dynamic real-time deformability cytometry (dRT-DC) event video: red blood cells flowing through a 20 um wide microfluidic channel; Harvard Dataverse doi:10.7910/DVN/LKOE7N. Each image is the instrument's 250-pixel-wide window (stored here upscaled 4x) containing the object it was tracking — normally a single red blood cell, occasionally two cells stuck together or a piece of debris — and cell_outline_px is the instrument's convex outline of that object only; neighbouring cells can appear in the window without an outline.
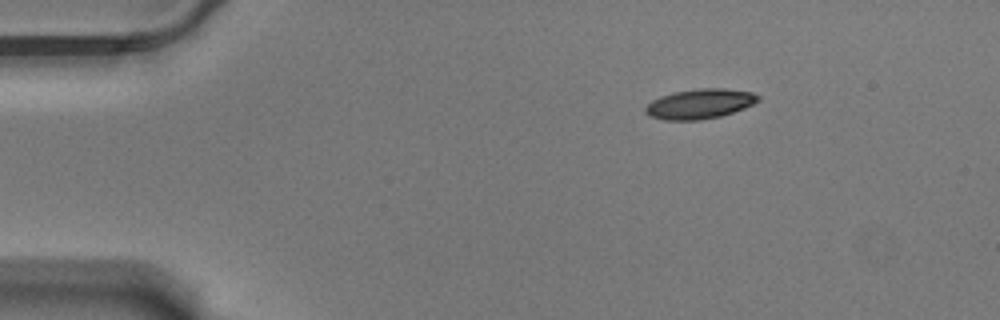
{"species": "Egyptian fruit bat (a non-hibernating species)", "species_latin": "Rousettus aegyptiacus", "temperature_condition": "warm", "stored_images_in_passage": 50, "camera_frame_rate_fps": 3000, "um_per_image_px": 0.085, "animal": {"sex": "male"}, "frame": {"image": 1, "passage_image": 1, "time_ms": 0.0, "image_size_px": [1000, 320], "cell_outline_px": [[760, 100], [744, 108], [720, 116], [700, 120], [664, 120], [648, 116], [644, 112], [644, 108], [652, 100], [660, 96], [672, 92], [700, 88], [724, 88], [752, 92], [760, 96]], "centroid_in_image_um": [59.45, 8.82], "position_along_channel_um": 25.6, "area_um2": 19.71}}
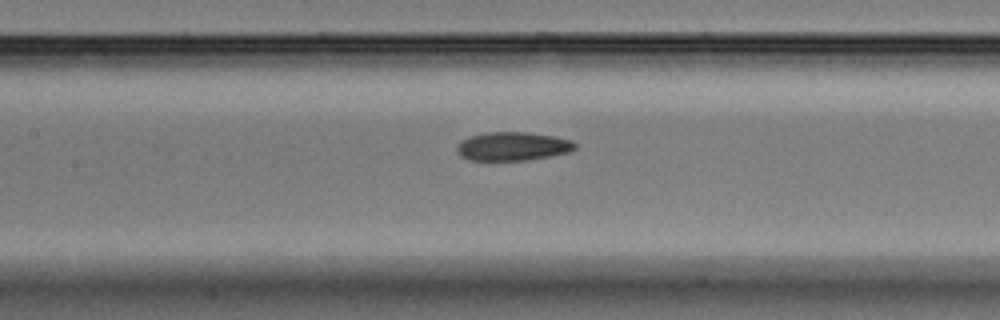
{"frame": {"image": 2, "passage_image": 19, "time_ms": 6.0, "image_size_px": [1000, 320], "cell_outline_px": [[576, 148], [568, 152], [528, 160], [468, 160], [460, 156], [456, 148], [460, 140], [472, 136], [488, 132], [524, 132], [552, 136], [572, 140], [576, 144]], "centroid_in_image_um": [43.55, 12.44], "position_along_channel_um": 163.8, "area_um2": 19.54}}
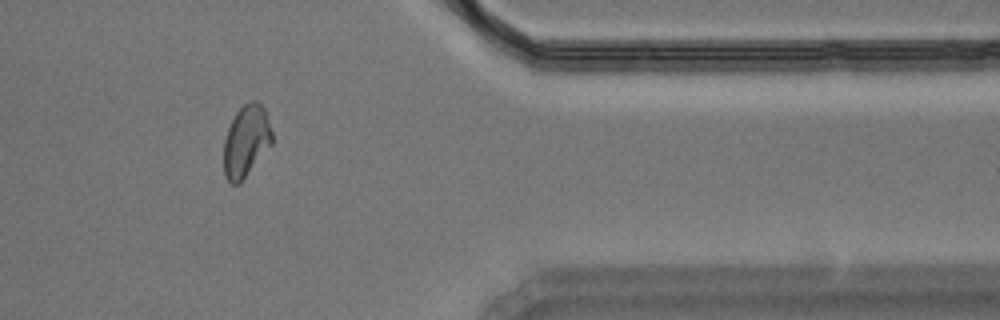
{"frame": {"image": 3, "passage_image": 40, "time_ms": 13.0, "image_size_px": [1000, 320], "cell_outline_px": [[272, 144], [240, 184], [232, 184], [224, 176], [224, 140], [228, 128], [236, 112], [244, 104], [252, 100], [256, 100], [264, 108], [272, 132]], "centroid_in_image_um": [20.92, 12.01], "position_along_channel_um": 390.5, "area_um2": 20.17}, "authors_computed_cell_mechanics": {"area_um2": 19.9699, "velocity_mm_per_s": 3.5051, "shape_relaxation_time_tau1_ms": 5.7967, "shape_relaxation_time_tau2_ms": 2.8019, "deformation_change_tau1": 0.1833, "deformation_change_tau2": 0.0899}}